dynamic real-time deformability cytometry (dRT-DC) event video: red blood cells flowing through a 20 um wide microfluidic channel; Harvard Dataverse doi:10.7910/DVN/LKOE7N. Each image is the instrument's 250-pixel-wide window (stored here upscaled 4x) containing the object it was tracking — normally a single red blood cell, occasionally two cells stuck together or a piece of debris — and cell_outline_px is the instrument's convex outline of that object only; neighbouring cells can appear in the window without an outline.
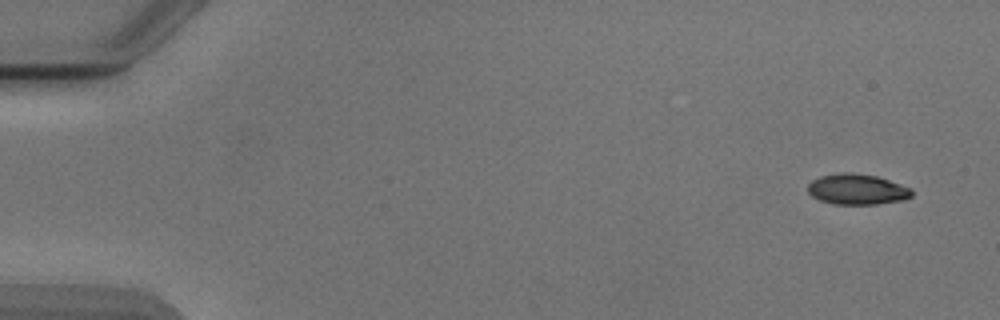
{"species": "Egyptian fruit bat (a non-hibernating species)", "species_latin": "Rousettus aegyptiacus", "temperature_condition": "cold", "stored_images_in_passage": 9, "camera_frame_rate_fps": 3000, "um_per_image_px": 0.085, "animal": {"sex": "male"}, "frame": {"image": 1, "passage_image": 1, "time_ms": 0.0, "image_size_px": [1000, 320], "cell_outline_px": [[912, 196], [904, 200], [876, 204], [832, 204], [820, 200], [812, 196], [808, 192], [808, 184], [812, 180], [820, 176], [844, 172], [876, 176], [912, 188]], "centroid_in_image_um": [72.85, 16.1], "position_along_channel_um": 12.1, "area_um2": 18.44}}
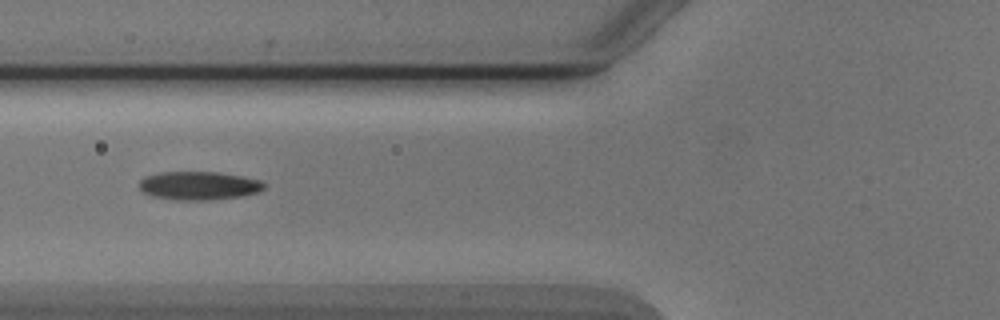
{"frame": {"image": 2, "passage_image": 6, "time_ms": 6.0, "image_size_px": [1000, 320], "cell_outline_px": [[264, 188], [260, 192], [240, 196], [208, 200], [176, 200], [152, 196], [144, 192], [140, 188], [140, 180], [148, 176], [164, 172], [216, 172], [240, 176], [260, 180], [264, 184]], "centroid_in_image_um": [16.92, 15.79], "position_along_channel_um": 108.9, "area_um2": 20.4}}
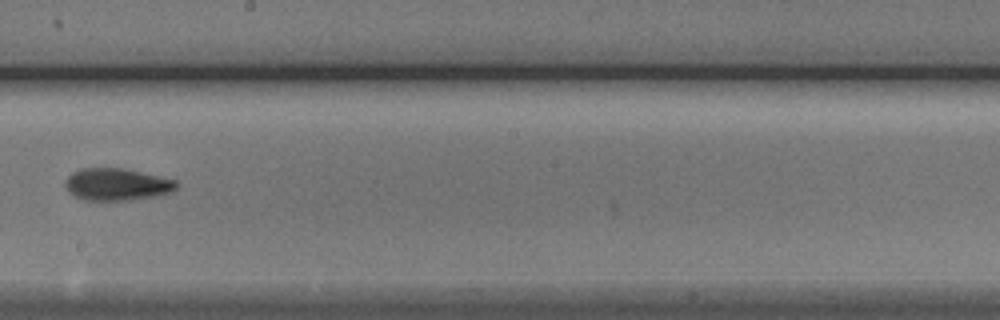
{"frame": {"image": 3, "passage_image": 9, "time_ms": 9.333, "image_size_px": [1000, 320], "cell_outline_px": [[180, 184], [176, 188], [168, 192], [156, 196], [128, 200], [84, 200], [68, 192], [64, 184], [64, 180], [72, 172], [80, 168], [120, 168], [176, 180]], "centroid_in_image_um": [9.88, 15.67], "position_along_channel_um": 238.3, "area_um2": 20.69}}